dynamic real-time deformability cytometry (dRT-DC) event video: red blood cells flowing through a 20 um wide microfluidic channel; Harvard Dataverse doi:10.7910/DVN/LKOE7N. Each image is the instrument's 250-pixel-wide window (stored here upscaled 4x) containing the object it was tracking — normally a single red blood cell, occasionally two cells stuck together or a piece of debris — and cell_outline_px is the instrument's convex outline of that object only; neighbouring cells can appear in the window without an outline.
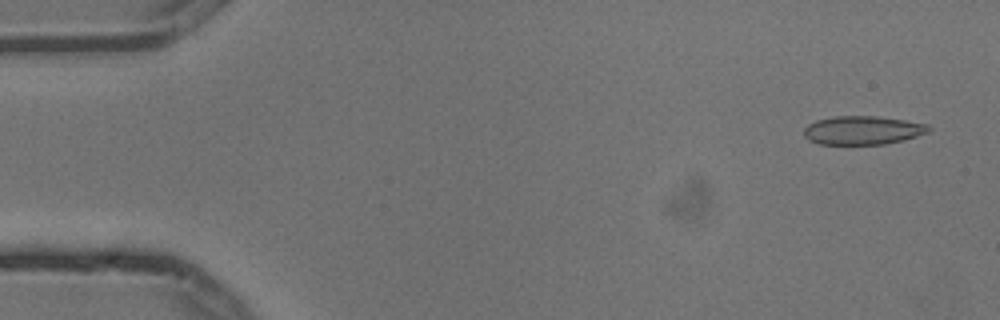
{"species": "common noctule bat (a hibernating species)", "species_latin": "Nyctalus noctula", "temperature_condition": "cold", "stored_images_in_passage": 4, "camera_frame_rate_fps": 3000, "um_per_image_px": 0.085, "animal": {"sex": "male", "body_mass_g": 13.3}, "frame": {"image": 1, "passage_image": 1, "time_ms": 0.0, "image_size_px": [1000, 320], "cell_outline_px": [[932, 128], [928, 132], [904, 140], [884, 144], [820, 144], [808, 140], [804, 136], [804, 128], [808, 124], [816, 120], [832, 116], [876, 116], [904, 120], [928, 124]], "centroid_in_image_um": [73.31, 11.07], "position_along_channel_um": 11.7, "area_um2": 20.87}}